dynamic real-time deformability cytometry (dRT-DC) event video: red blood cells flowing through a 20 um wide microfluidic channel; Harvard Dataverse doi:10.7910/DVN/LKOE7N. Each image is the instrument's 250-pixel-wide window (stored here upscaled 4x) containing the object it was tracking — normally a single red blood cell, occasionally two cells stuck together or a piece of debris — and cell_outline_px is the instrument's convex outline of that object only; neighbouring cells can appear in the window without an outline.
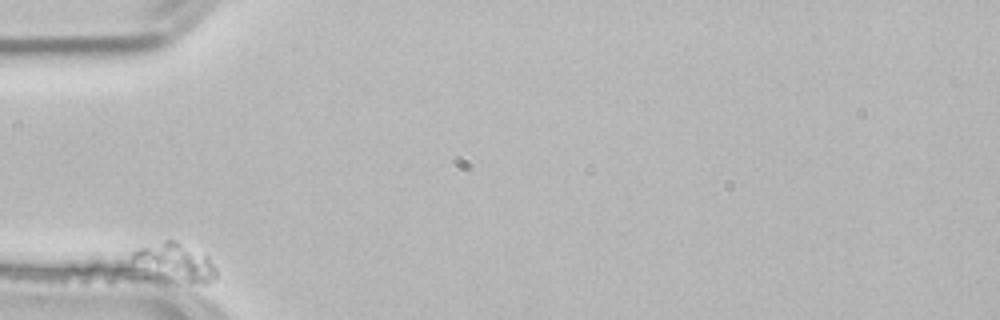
{"species": "common noctule bat (a hibernating species)", "species_latin": "Nyctalus noctula", "temperature_condition": "room temperature", "stored_images_in_passage": 38, "camera_frame_rate_fps": 3000, "um_per_image_px": 0.085, "animal": {"sex": "male", "body_mass_g": 21.5, "forearm_length_mm": 52.0}, "frame": {"image": 1, "passage_image": 1, "time_ms": 0.0, "image_size_px": [1000, 320], "cell_outline_px": [[216, 280], [208, 284], [200, 284], [184, 280], [132, 260], [132, 252], [140, 248], [164, 240], [172, 240], [208, 256], [216, 268]], "centroid_in_image_um": [15.07, 22.23], "position_along_channel_um": 69.9, "area_um2": 16.47}}
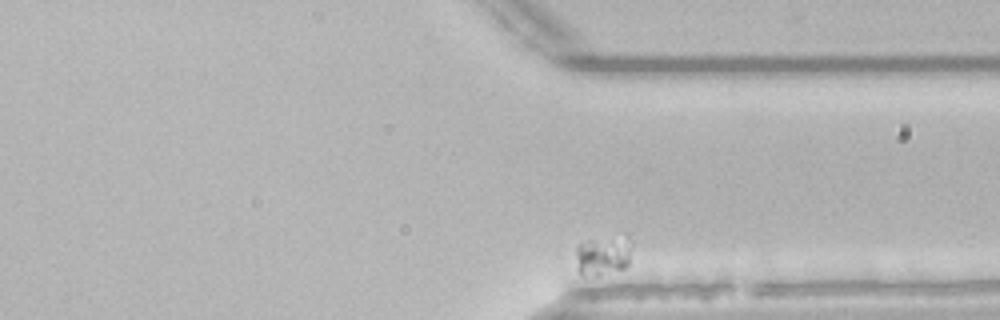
{"frame": {"image": 2, "passage_image": 38, "time_ms": 12.333, "image_size_px": [1000, 320], "cell_outline_px": [[632, 244], [628, 264], [624, 268], [600, 276], [584, 276], [576, 268], [576, 248], [580, 244], [588, 240], [628, 232]], "centroid_in_image_um": [51.31, 21.66], "position_along_channel_um": 360.1, "area_um2": 13.64}}